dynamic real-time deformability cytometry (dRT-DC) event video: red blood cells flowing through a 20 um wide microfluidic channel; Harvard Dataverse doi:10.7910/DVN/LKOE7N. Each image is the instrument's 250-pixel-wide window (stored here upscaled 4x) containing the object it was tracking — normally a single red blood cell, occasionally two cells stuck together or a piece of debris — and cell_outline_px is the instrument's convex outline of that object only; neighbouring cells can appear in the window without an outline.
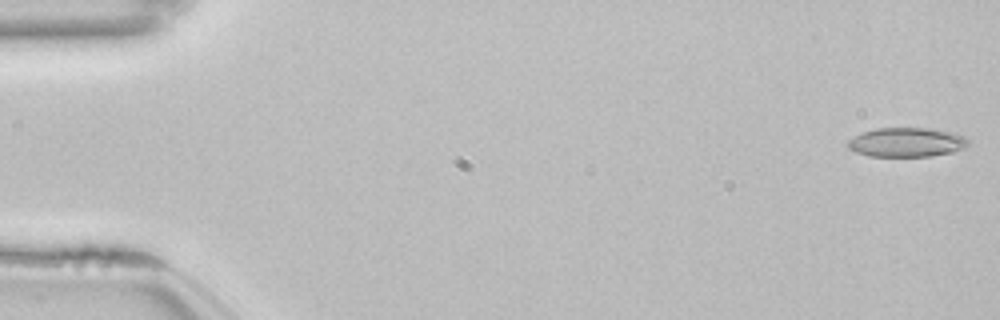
{"species": "common noctule bat (a hibernating species)", "species_latin": "Nyctalus noctula", "temperature_condition": "room temperature", "stored_images_in_passage": 53, "camera_frame_rate_fps": 3000, "um_per_image_px": 0.085, "animal": {"sex": "female", "body_mass_g": 22.7, "forearm_length_mm": 54.2}, "frame": {"image": 1, "passage_image": 1, "time_ms": 0.0, "image_size_px": [1000, 320], "cell_outline_px": [[968, 144], [964, 148], [952, 152], [932, 156], [868, 156], [856, 152], [848, 148], [848, 140], [864, 132], [876, 128], [932, 128], [952, 132], [964, 136], [968, 140]], "centroid_in_image_um": [77.08, 12.09], "position_along_channel_um": 7.9, "area_um2": 20.46}}
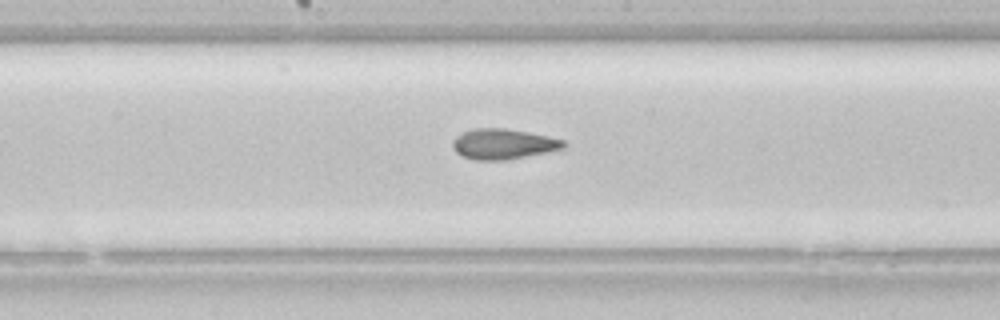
{"frame": {"image": 2, "passage_image": 28, "time_ms": 9.0, "image_size_px": [1000, 320], "cell_outline_px": [[568, 144], [564, 148], [504, 160], [476, 160], [464, 156], [456, 152], [452, 148], [452, 140], [460, 132], [472, 128], [504, 128], [528, 132], [548, 136], [564, 140]], "centroid_in_image_um": [42.73, 12.22], "position_along_channel_um": 205.5, "area_um2": 19.59}}
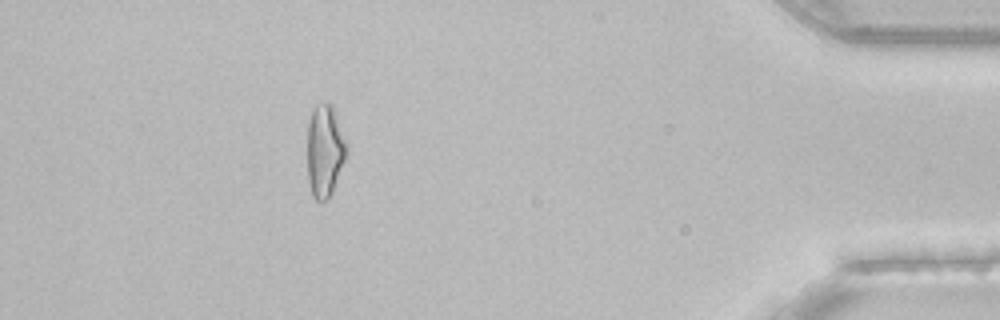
{"frame": {"image": 3, "passage_image": 48, "time_ms": 15.667, "image_size_px": [1000, 320], "cell_outline_px": [[348, 148], [344, 160], [332, 192], [324, 200], [316, 200], [312, 196], [308, 180], [308, 124], [312, 112], [316, 104], [328, 100], [332, 104], [348, 144]], "centroid_in_image_um": [27.61, 12.75], "position_along_channel_um": 407.6, "area_um2": 21.1}, "authors_computed_cell_mechanics": {"area_um2": 20.519, "velocity_mm_per_s": 3.8545, "shape_relaxation_time_tau1_ms": null, "shape_relaxation_time_tau2_ms": 2.8215, "deformation_change_tau1": null, "deformation_change_tau2": 0.109}}